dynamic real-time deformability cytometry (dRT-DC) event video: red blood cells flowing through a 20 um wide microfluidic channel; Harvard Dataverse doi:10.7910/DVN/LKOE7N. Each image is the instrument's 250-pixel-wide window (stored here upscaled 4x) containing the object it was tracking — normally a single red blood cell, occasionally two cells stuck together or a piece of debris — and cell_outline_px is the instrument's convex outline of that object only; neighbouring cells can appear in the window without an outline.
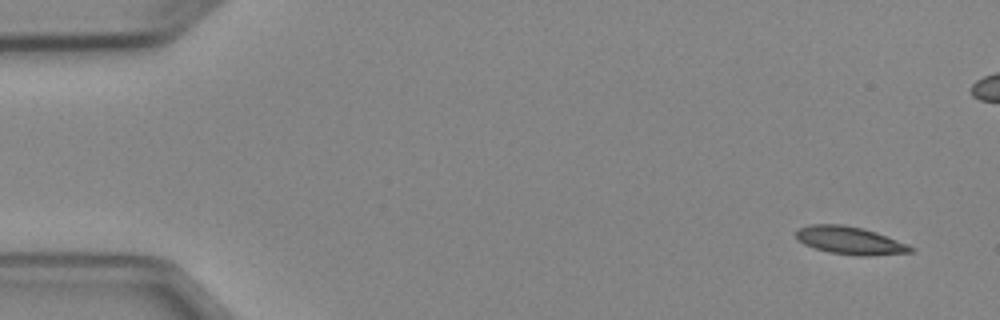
{"species": "Egyptian fruit bat (a non-hibernating species)", "species_latin": "Rousettus aegyptiacus", "temperature_condition": "cold", "stored_images_in_passage": 5, "segment_of_instrument_passage": [2, 2], "camera_frame_rate_fps": 3000, "um_per_image_px": 0.085, "animal": {"sex": "female"}, "frame": {"image": 1, "passage_image": 5, "time_ms": 4.667, "image_size_px": [1000, 320], "cell_outline_px": [[916, 248], [912, 252], [864, 256], [856, 256], [828, 252], [804, 244], [796, 240], [796, 228], [808, 224], [844, 224], [864, 228], [876, 232], [908, 244]], "centroid_in_image_um": [72.22, 20.43], "position_along_channel_um": 12.8, "area_um2": 18.79}}